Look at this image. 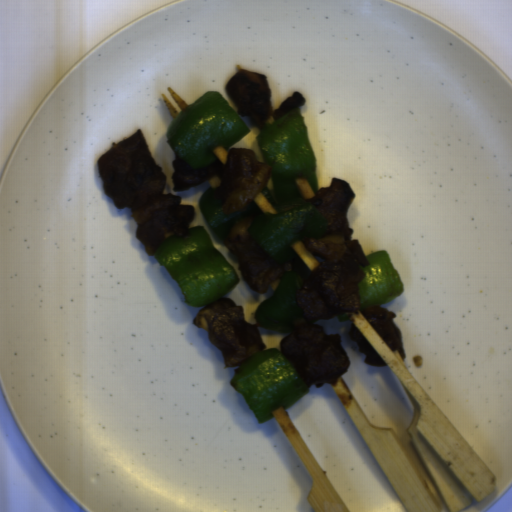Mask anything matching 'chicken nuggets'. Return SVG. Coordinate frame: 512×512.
Here are the masks:
<instances>
[{"label": "chicken nuggets", "mask_w": 512, "mask_h": 512, "mask_svg": "<svg viewBox=\"0 0 512 512\" xmlns=\"http://www.w3.org/2000/svg\"><path fill=\"white\" fill-rule=\"evenodd\" d=\"M225 90L238 116L247 127L258 128L266 124L270 118L281 119L305 106L307 101L297 90L273 109L267 77L242 69L227 80Z\"/></svg>", "instance_id": "6"}, {"label": "chicken nuggets", "mask_w": 512, "mask_h": 512, "mask_svg": "<svg viewBox=\"0 0 512 512\" xmlns=\"http://www.w3.org/2000/svg\"><path fill=\"white\" fill-rule=\"evenodd\" d=\"M97 168L103 193L136 222L135 237L147 255L169 237L188 236L195 207L166 194L167 177L153 158L140 129L102 153Z\"/></svg>", "instance_id": "2"}, {"label": "chicken nuggets", "mask_w": 512, "mask_h": 512, "mask_svg": "<svg viewBox=\"0 0 512 512\" xmlns=\"http://www.w3.org/2000/svg\"><path fill=\"white\" fill-rule=\"evenodd\" d=\"M254 220L236 222L222 239L236 261L239 272L252 292L265 294L286 272V263L271 260L249 232Z\"/></svg>", "instance_id": "7"}, {"label": "chicken nuggets", "mask_w": 512, "mask_h": 512, "mask_svg": "<svg viewBox=\"0 0 512 512\" xmlns=\"http://www.w3.org/2000/svg\"><path fill=\"white\" fill-rule=\"evenodd\" d=\"M349 338L351 341H355L357 349L363 354L366 364L369 366L388 367V364L373 348V346L367 341V339L361 334V332L352 323L349 325Z\"/></svg>", "instance_id": "9"}, {"label": "chicken nuggets", "mask_w": 512, "mask_h": 512, "mask_svg": "<svg viewBox=\"0 0 512 512\" xmlns=\"http://www.w3.org/2000/svg\"><path fill=\"white\" fill-rule=\"evenodd\" d=\"M192 324L206 331L226 368L237 367L266 348L257 325L245 320L243 306L226 295L202 305Z\"/></svg>", "instance_id": "5"}, {"label": "chicken nuggets", "mask_w": 512, "mask_h": 512, "mask_svg": "<svg viewBox=\"0 0 512 512\" xmlns=\"http://www.w3.org/2000/svg\"><path fill=\"white\" fill-rule=\"evenodd\" d=\"M304 202L290 205L291 211L311 207L326 221L324 236H304L305 247L321 261L296 291V303L307 321L329 320L357 313L359 285L365 278L363 268L370 263L358 241L353 240L347 213L354 190L346 179H334L330 186Z\"/></svg>", "instance_id": "1"}, {"label": "chicken nuggets", "mask_w": 512, "mask_h": 512, "mask_svg": "<svg viewBox=\"0 0 512 512\" xmlns=\"http://www.w3.org/2000/svg\"><path fill=\"white\" fill-rule=\"evenodd\" d=\"M171 168L172 188L177 192L187 191L219 176L221 183L213 194L223 214L243 210L264 187L272 184L273 167L267 162H259L255 150L245 148H232L228 150L225 163L216 159L202 169H194L176 156Z\"/></svg>", "instance_id": "3"}, {"label": "chicken nuggets", "mask_w": 512, "mask_h": 512, "mask_svg": "<svg viewBox=\"0 0 512 512\" xmlns=\"http://www.w3.org/2000/svg\"><path fill=\"white\" fill-rule=\"evenodd\" d=\"M279 348L307 386L335 385L351 363L340 335L327 334L316 323L297 326Z\"/></svg>", "instance_id": "4"}, {"label": "chicken nuggets", "mask_w": 512, "mask_h": 512, "mask_svg": "<svg viewBox=\"0 0 512 512\" xmlns=\"http://www.w3.org/2000/svg\"><path fill=\"white\" fill-rule=\"evenodd\" d=\"M361 313L388 348L393 352L397 351L404 360L406 352L403 346L402 332L393 321L397 316L396 313L380 304L362 308Z\"/></svg>", "instance_id": "8"}]
</instances>
